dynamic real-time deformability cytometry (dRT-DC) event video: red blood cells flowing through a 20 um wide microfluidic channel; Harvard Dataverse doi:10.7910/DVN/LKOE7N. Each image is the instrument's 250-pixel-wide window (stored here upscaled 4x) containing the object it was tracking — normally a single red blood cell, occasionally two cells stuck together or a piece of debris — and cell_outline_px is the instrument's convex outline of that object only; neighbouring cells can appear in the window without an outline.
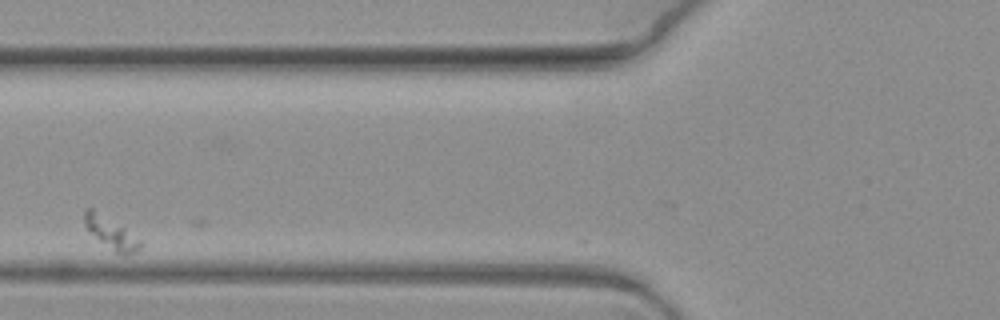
{"species": "common noctule bat (a hibernating species)", "species_latin": "Nyctalus noctula", "temperature_condition": "warm", "stored_images_in_passage": 8, "camera_frame_rate_fps": 3000, "um_per_image_px": 0.085, "animal": {"sex": "female", "body_mass_g": 19.3, "forearm_length_mm": 54.1}, "frame": {"image": 1, "passage_image": 5, "time_ms": 1.333, "image_size_px": [1000, 320], "cell_outline_px": [[144, 244], [140, 248], [128, 256], [124, 256], [116, 252], [88, 232], [84, 224], [84, 212], [88, 208], [92, 208], [124, 228], [140, 240]], "centroid_in_image_um": [9.43, 19.82], "position_along_channel_um": 116.4, "area_um2": 10.06}}
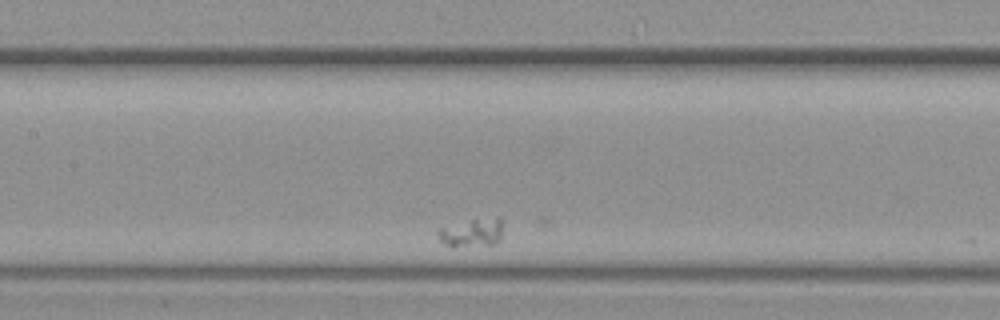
{"frame": {"image": 2, "passage_image": 7, "time_ms": 2.0, "image_size_px": [1000, 320], "cell_outline_px": [[500, 240], [496, 244], [444, 244], [440, 240], [436, 232], [436, 228], [472, 220], [500, 216]], "centroid_in_image_um": [40.09, 19.73], "position_along_channel_um": 167.3, "area_um2": 10.12}}